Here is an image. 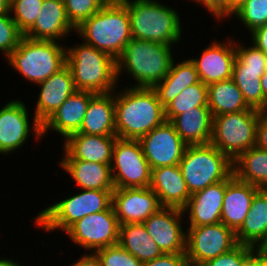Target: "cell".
<instances>
[{"instance_id": "6da1fadb", "label": "cell", "mask_w": 267, "mask_h": 266, "mask_svg": "<svg viewBox=\"0 0 267 266\" xmlns=\"http://www.w3.org/2000/svg\"><path fill=\"white\" fill-rule=\"evenodd\" d=\"M114 100L118 138L139 140L166 121L165 107L153 88L132 87Z\"/></svg>"}, {"instance_id": "7a4b0ae2", "label": "cell", "mask_w": 267, "mask_h": 266, "mask_svg": "<svg viewBox=\"0 0 267 266\" xmlns=\"http://www.w3.org/2000/svg\"><path fill=\"white\" fill-rule=\"evenodd\" d=\"M75 30L86 39L85 43L115 60L132 39L128 10L120 0H109Z\"/></svg>"}, {"instance_id": "3957f363", "label": "cell", "mask_w": 267, "mask_h": 266, "mask_svg": "<svg viewBox=\"0 0 267 266\" xmlns=\"http://www.w3.org/2000/svg\"><path fill=\"white\" fill-rule=\"evenodd\" d=\"M171 45L132 38L116 59L117 77L123 67L137 80L135 87L153 88L169 73Z\"/></svg>"}, {"instance_id": "277c9868", "label": "cell", "mask_w": 267, "mask_h": 266, "mask_svg": "<svg viewBox=\"0 0 267 266\" xmlns=\"http://www.w3.org/2000/svg\"><path fill=\"white\" fill-rule=\"evenodd\" d=\"M83 43L66 50V65L71 71L76 90L111 92L118 79L116 60L109 54Z\"/></svg>"}, {"instance_id": "5b68a950", "label": "cell", "mask_w": 267, "mask_h": 266, "mask_svg": "<svg viewBox=\"0 0 267 266\" xmlns=\"http://www.w3.org/2000/svg\"><path fill=\"white\" fill-rule=\"evenodd\" d=\"M128 10L132 38L171 45L181 36L179 15L152 0H120Z\"/></svg>"}, {"instance_id": "8992f818", "label": "cell", "mask_w": 267, "mask_h": 266, "mask_svg": "<svg viewBox=\"0 0 267 266\" xmlns=\"http://www.w3.org/2000/svg\"><path fill=\"white\" fill-rule=\"evenodd\" d=\"M7 58L22 76L38 84L66 65V49L56 41L35 40L23 35Z\"/></svg>"}, {"instance_id": "52a82bcc", "label": "cell", "mask_w": 267, "mask_h": 266, "mask_svg": "<svg viewBox=\"0 0 267 266\" xmlns=\"http://www.w3.org/2000/svg\"><path fill=\"white\" fill-rule=\"evenodd\" d=\"M179 166L190 194L226 180L233 173V162L211 143L187 145Z\"/></svg>"}, {"instance_id": "ba28073f", "label": "cell", "mask_w": 267, "mask_h": 266, "mask_svg": "<svg viewBox=\"0 0 267 266\" xmlns=\"http://www.w3.org/2000/svg\"><path fill=\"white\" fill-rule=\"evenodd\" d=\"M259 110H244L213 116L211 144L234 162L255 146Z\"/></svg>"}, {"instance_id": "9c48e42d", "label": "cell", "mask_w": 267, "mask_h": 266, "mask_svg": "<svg viewBox=\"0 0 267 266\" xmlns=\"http://www.w3.org/2000/svg\"><path fill=\"white\" fill-rule=\"evenodd\" d=\"M113 190H83L38 214L36 224L47 231H66L76 221L93 213L107 210L112 205Z\"/></svg>"}, {"instance_id": "30bf717a", "label": "cell", "mask_w": 267, "mask_h": 266, "mask_svg": "<svg viewBox=\"0 0 267 266\" xmlns=\"http://www.w3.org/2000/svg\"><path fill=\"white\" fill-rule=\"evenodd\" d=\"M113 160L115 163L110 167L115 189L150 186L151 168L139 140L117 138L113 147Z\"/></svg>"}, {"instance_id": "8fae6325", "label": "cell", "mask_w": 267, "mask_h": 266, "mask_svg": "<svg viewBox=\"0 0 267 266\" xmlns=\"http://www.w3.org/2000/svg\"><path fill=\"white\" fill-rule=\"evenodd\" d=\"M238 244L236 232L221 222L189 227L186 233V257L190 266H202Z\"/></svg>"}, {"instance_id": "7c38bea8", "label": "cell", "mask_w": 267, "mask_h": 266, "mask_svg": "<svg viewBox=\"0 0 267 266\" xmlns=\"http://www.w3.org/2000/svg\"><path fill=\"white\" fill-rule=\"evenodd\" d=\"M65 233L85 249L96 252L119 243L120 223L112 205L105 211L90 214L72 224Z\"/></svg>"}, {"instance_id": "4fadbf2b", "label": "cell", "mask_w": 267, "mask_h": 266, "mask_svg": "<svg viewBox=\"0 0 267 266\" xmlns=\"http://www.w3.org/2000/svg\"><path fill=\"white\" fill-rule=\"evenodd\" d=\"M150 168L179 165L187 144L170 121H165L139 139Z\"/></svg>"}, {"instance_id": "5bb4252c", "label": "cell", "mask_w": 267, "mask_h": 266, "mask_svg": "<svg viewBox=\"0 0 267 266\" xmlns=\"http://www.w3.org/2000/svg\"><path fill=\"white\" fill-rule=\"evenodd\" d=\"M112 207L120 225L143 223L162 208L150 187L114 189Z\"/></svg>"}, {"instance_id": "9a60e30c", "label": "cell", "mask_w": 267, "mask_h": 266, "mask_svg": "<svg viewBox=\"0 0 267 266\" xmlns=\"http://www.w3.org/2000/svg\"><path fill=\"white\" fill-rule=\"evenodd\" d=\"M33 118L35 136L41 137L42 124L52 116L60 105L76 91L71 71L67 65L43 82Z\"/></svg>"}, {"instance_id": "2e32d148", "label": "cell", "mask_w": 267, "mask_h": 266, "mask_svg": "<svg viewBox=\"0 0 267 266\" xmlns=\"http://www.w3.org/2000/svg\"><path fill=\"white\" fill-rule=\"evenodd\" d=\"M182 214L181 209L162 207L143 222L163 253H186V234L178 222Z\"/></svg>"}, {"instance_id": "e0dca14e", "label": "cell", "mask_w": 267, "mask_h": 266, "mask_svg": "<svg viewBox=\"0 0 267 266\" xmlns=\"http://www.w3.org/2000/svg\"><path fill=\"white\" fill-rule=\"evenodd\" d=\"M261 188L239 180L234 173L226 179L221 223L235 232L242 226L251 208L254 195Z\"/></svg>"}, {"instance_id": "ac0fdd59", "label": "cell", "mask_w": 267, "mask_h": 266, "mask_svg": "<svg viewBox=\"0 0 267 266\" xmlns=\"http://www.w3.org/2000/svg\"><path fill=\"white\" fill-rule=\"evenodd\" d=\"M235 59L236 51L232 42H226V45L215 42L203 51L200 59L190 60L196 67L200 81L209 86L232 78Z\"/></svg>"}, {"instance_id": "d6986e66", "label": "cell", "mask_w": 267, "mask_h": 266, "mask_svg": "<svg viewBox=\"0 0 267 266\" xmlns=\"http://www.w3.org/2000/svg\"><path fill=\"white\" fill-rule=\"evenodd\" d=\"M149 187L158 196L162 207L183 210L191 196L179 165L151 169Z\"/></svg>"}, {"instance_id": "ffe728a7", "label": "cell", "mask_w": 267, "mask_h": 266, "mask_svg": "<svg viewBox=\"0 0 267 266\" xmlns=\"http://www.w3.org/2000/svg\"><path fill=\"white\" fill-rule=\"evenodd\" d=\"M94 94L90 91L76 90L42 124V134L48 131V129H53L64 136V138H67L79 132L87 107Z\"/></svg>"}, {"instance_id": "44dd1931", "label": "cell", "mask_w": 267, "mask_h": 266, "mask_svg": "<svg viewBox=\"0 0 267 266\" xmlns=\"http://www.w3.org/2000/svg\"><path fill=\"white\" fill-rule=\"evenodd\" d=\"M226 180L214 183L203 190L191 194L183 212L190 211V227L221 222V211Z\"/></svg>"}, {"instance_id": "7402d4cb", "label": "cell", "mask_w": 267, "mask_h": 266, "mask_svg": "<svg viewBox=\"0 0 267 266\" xmlns=\"http://www.w3.org/2000/svg\"><path fill=\"white\" fill-rule=\"evenodd\" d=\"M117 136L74 133L66 138L64 159L111 164Z\"/></svg>"}, {"instance_id": "603a6c76", "label": "cell", "mask_w": 267, "mask_h": 266, "mask_svg": "<svg viewBox=\"0 0 267 266\" xmlns=\"http://www.w3.org/2000/svg\"><path fill=\"white\" fill-rule=\"evenodd\" d=\"M26 106L20 100L11 101L0 109V153L18 149L29 134Z\"/></svg>"}, {"instance_id": "cb8c5ba5", "label": "cell", "mask_w": 267, "mask_h": 266, "mask_svg": "<svg viewBox=\"0 0 267 266\" xmlns=\"http://www.w3.org/2000/svg\"><path fill=\"white\" fill-rule=\"evenodd\" d=\"M40 12L33 26L24 34L25 37L56 41L68 35L72 29H76L70 23L64 3L61 1L43 0Z\"/></svg>"}, {"instance_id": "d4e9b609", "label": "cell", "mask_w": 267, "mask_h": 266, "mask_svg": "<svg viewBox=\"0 0 267 266\" xmlns=\"http://www.w3.org/2000/svg\"><path fill=\"white\" fill-rule=\"evenodd\" d=\"M95 93L89 102L79 132L98 136H116L114 94Z\"/></svg>"}, {"instance_id": "484cf974", "label": "cell", "mask_w": 267, "mask_h": 266, "mask_svg": "<svg viewBox=\"0 0 267 266\" xmlns=\"http://www.w3.org/2000/svg\"><path fill=\"white\" fill-rule=\"evenodd\" d=\"M170 122L187 145H204L211 142L213 115L209 107L187 110Z\"/></svg>"}, {"instance_id": "4316f807", "label": "cell", "mask_w": 267, "mask_h": 266, "mask_svg": "<svg viewBox=\"0 0 267 266\" xmlns=\"http://www.w3.org/2000/svg\"><path fill=\"white\" fill-rule=\"evenodd\" d=\"M60 165L85 190H114L111 164L62 159Z\"/></svg>"}, {"instance_id": "83f0119b", "label": "cell", "mask_w": 267, "mask_h": 266, "mask_svg": "<svg viewBox=\"0 0 267 266\" xmlns=\"http://www.w3.org/2000/svg\"><path fill=\"white\" fill-rule=\"evenodd\" d=\"M267 237V189H260L252 200L251 208L242 226L236 231L239 244L255 248ZM256 244V245H255Z\"/></svg>"}, {"instance_id": "f1b7e54d", "label": "cell", "mask_w": 267, "mask_h": 266, "mask_svg": "<svg viewBox=\"0 0 267 266\" xmlns=\"http://www.w3.org/2000/svg\"><path fill=\"white\" fill-rule=\"evenodd\" d=\"M199 82L198 72L190 59L178 65L172 61L169 73L153 89L156 91L161 104L166 107L184 89Z\"/></svg>"}, {"instance_id": "f546056e", "label": "cell", "mask_w": 267, "mask_h": 266, "mask_svg": "<svg viewBox=\"0 0 267 266\" xmlns=\"http://www.w3.org/2000/svg\"><path fill=\"white\" fill-rule=\"evenodd\" d=\"M119 244L142 263L151 261L163 254L143 223L121 224Z\"/></svg>"}, {"instance_id": "4dcf8cb0", "label": "cell", "mask_w": 267, "mask_h": 266, "mask_svg": "<svg viewBox=\"0 0 267 266\" xmlns=\"http://www.w3.org/2000/svg\"><path fill=\"white\" fill-rule=\"evenodd\" d=\"M208 107L213 116L233 113L250 108L233 79L222 80L208 86Z\"/></svg>"}, {"instance_id": "1f68e13d", "label": "cell", "mask_w": 267, "mask_h": 266, "mask_svg": "<svg viewBox=\"0 0 267 266\" xmlns=\"http://www.w3.org/2000/svg\"><path fill=\"white\" fill-rule=\"evenodd\" d=\"M233 173L241 181L267 189V150L251 147L233 162Z\"/></svg>"}, {"instance_id": "d6a6232c", "label": "cell", "mask_w": 267, "mask_h": 266, "mask_svg": "<svg viewBox=\"0 0 267 266\" xmlns=\"http://www.w3.org/2000/svg\"><path fill=\"white\" fill-rule=\"evenodd\" d=\"M265 71L244 69V66L237 59L234 61L232 79L242 92L247 105L259 111H263L261 77Z\"/></svg>"}, {"instance_id": "836d02e7", "label": "cell", "mask_w": 267, "mask_h": 266, "mask_svg": "<svg viewBox=\"0 0 267 266\" xmlns=\"http://www.w3.org/2000/svg\"><path fill=\"white\" fill-rule=\"evenodd\" d=\"M195 107H208V86L201 81L184 89L165 107L166 120Z\"/></svg>"}, {"instance_id": "e575fe53", "label": "cell", "mask_w": 267, "mask_h": 266, "mask_svg": "<svg viewBox=\"0 0 267 266\" xmlns=\"http://www.w3.org/2000/svg\"><path fill=\"white\" fill-rule=\"evenodd\" d=\"M43 0H12L10 10L14 13L13 20L18 30L24 35L35 23L41 13Z\"/></svg>"}, {"instance_id": "d590c367", "label": "cell", "mask_w": 267, "mask_h": 266, "mask_svg": "<svg viewBox=\"0 0 267 266\" xmlns=\"http://www.w3.org/2000/svg\"><path fill=\"white\" fill-rule=\"evenodd\" d=\"M233 14L253 32L258 27L267 24V0H247Z\"/></svg>"}, {"instance_id": "8d00e7d4", "label": "cell", "mask_w": 267, "mask_h": 266, "mask_svg": "<svg viewBox=\"0 0 267 266\" xmlns=\"http://www.w3.org/2000/svg\"><path fill=\"white\" fill-rule=\"evenodd\" d=\"M109 0H65L64 6L70 23L77 28L98 12Z\"/></svg>"}, {"instance_id": "74e56055", "label": "cell", "mask_w": 267, "mask_h": 266, "mask_svg": "<svg viewBox=\"0 0 267 266\" xmlns=\"http://www.w3.org/2000/svg\"><path fill=\"white\" fill-rule=\"evenodd\" d=\"M95 254L102 266H143V263L126 251L119 243L97 250Z\"/></svg>"}, {"instance_id": "f35d334b", "label": "cell", "mask_w": 267, "mask_h": 266, "mask_svg": "<svg viewBox=\"0 0 267 266\" xmlns=\"http://www.w3.org/2000/svg\"><path fill=\"white\" fill-rule=\"evenodd\" d=\"M23 34L9 13L0 14V50L8 57L18 46Z\"/></svg>"}, {"instance_id": "ab89813d", "label": "cell", "mask_w": 267, "mask_h": 266, "mask_svg": "<svg viewBox=\"0 0 267 266\" xmlns=\"http://www.w3.org/2000/svg\"><path fill=\"white\" fill-rule=\"evenodd\" d=\"M256 249L249 245L238 244L230 251L207 261L202 266H248L249 253Z\"/></svg>"}, {"instance_id": "60d3db41", "label": "cell", "mask_w": 267, "mask_h": 266, "mask_svg": "<svg viewBox=\"0 0 267 266\" xmlns=\"http://www.w3.org/2000/svg\"><path fill=\"white\" fill-rule=\"evenodd\" d=\"M235 51L236 59L244 66V69L267 70V55L255 45L251 48L239 45L235 47Z\"/></svg>"}, {"instance_id": "b9f144b4", "label": "cell", "mask_w": 267, "mask_h": 266, "mask_svg": "<svg viewBox=\"0 0 267 266\" xmlns=\"http://www.w3.org/2000/svg\"><path fill=\"white\" fill-rule=\"evenodd\" d=\"M143 266H190L186 253H163Z\"/></svg>"}, {"instance_id": "7bdbcfd3", "label": "cell", "mask_w": 267, "mask_h": 266, "mask_svg": "<svg viewBox=\"0 0 267 266\" xmlns=\"http://www.w3.org/2000/svg\"><path fill=\"white\" fill-rule=\"evenodd\" d=\"M255 146L267 150V110L260 112L256 126Z\"/></svg>"}, {"instance_id": "ee69618b", "label": "cell", "mask_w": 267, "mask_h": 266, "mask_svg": "<svg viewBox=\"0 0 267 266\" xmlns=\"http://www.w3.org/2000/svg\"><path fill=\"white\" fill-rule=\"evenodd\" d=\"M207 7L213 16L222 19L226 16V0H196Z\"/></svg>"}, {"instance_id": "f6af8a7d", "label": "cell", "mask_w": 267, "mask_h": 266, "mask_svg": "<svg viewBox=\"0 0 267 266\" xmlns=\"http://www.w3.org/2000/svg\"><path fill=\"white\" fill-rule=\"evenodd\" d=\"M252 34V43L267 55V24L255 29Z\"/></svg>"}, {"instance_id": "bcb514c9", "label": "cell", "mask_w": 267, "mask_h": 266, "mask_svg": "<svg viewBox=\"0 0 267 266\" xmlns=\"http://www.w3.org/2000/svg\"><path fill=\"white\" fill-rule=\"evenodd\" d=\"M255 249L249 253L248 266H267V257L259 250H256V255H254Z\"/></svg>"}, {"instance_id": "7dc6e473", "label": "cell", "mask_w": 267, "mask_h": 266, "mask_svg": "<svg viewBox=\"0 0 267 266\" xmlns=\"http://www.w3.org/2000/svg\"><path fill=\"white\" fill-rule=\"evenodd\" d=\"M71 266H102V262L95 253H91V255L86 254Z\"/></svg>"}, {"instance_id": "c3c4849f", "label": "cell", "mask_w": 267, "mask_h": 266, "mask_svg": "<svg viewBox=\"0 0 267 266\" xmlns=\"http://www.w3.org/2000/svg\"><path fill=\"white\" fill-rule=\"evenodd\" d=\"M247 0H226V16H232Z\"/></svg>"}, {"instance_id": "681fc988", "label": "cell", "mask_w": 267, "mask_h": 266, "mask_svg": "<svg viewBox=\"0 0 267 266\" xmlns=\"http://www.w3.org/2000/svg\"><path fill=\"white\" fill-rule=\"evenodd\" d=\"M261 88L263 92V111L267 110V70L261 77Z\"/></svg>"}, {"instance_id": "f907efd6", "label": "cell", "mask_w": 267, "mask_h": 266, "mask_svg": "<svg viewBox=\"0 0 267 266\" xmlns=\"http://www.w3.org/2000/svg\"><path fill=\"white\" fill-rule=\"evenodd\" d=\"M10 0H0V14L11 13Z\"/></svg>"}, {"instance_id": "816d5d0a", "label": "cell", "mask_w": 267, "mask_h": 266, "mask_svg": "<svg viewBox=\"0 0 267 266\" xmlns=\"http://www.w3.org/2000/svg\"><path fill=\"white\" fill-rule=\"evenodd\" d=\"M256 249H259L267 257V237L261 244H258Z\"/></svg>"}, {"instance_id": "f5cc1de1", "label": "cell", "mask_w": 267, "mask_h": 266, "mask_svg": "<svg viewBox=\"0 0 267 266\" xmlns=\"http://www.w3.org/2000/svg\"><path fill=\"white\" fill-rule=\"evenodd\" d=\"M6 266H20L17 262L6 259Z\"/></svg>"}, {"instance_id": "db71d44e", "label": "cell", "mask_w": 267, "mask_h": 266, "mask_svg": "<svg viewBox=\"0 0 267 266\" xmlns=\"http://www.w3.org/2000/svg\"><path fill=\"white\" fill-rule=\"evenodd\" d=\"M0 266H6V259L0 258Z\"/></svg>"}]
</instances>
